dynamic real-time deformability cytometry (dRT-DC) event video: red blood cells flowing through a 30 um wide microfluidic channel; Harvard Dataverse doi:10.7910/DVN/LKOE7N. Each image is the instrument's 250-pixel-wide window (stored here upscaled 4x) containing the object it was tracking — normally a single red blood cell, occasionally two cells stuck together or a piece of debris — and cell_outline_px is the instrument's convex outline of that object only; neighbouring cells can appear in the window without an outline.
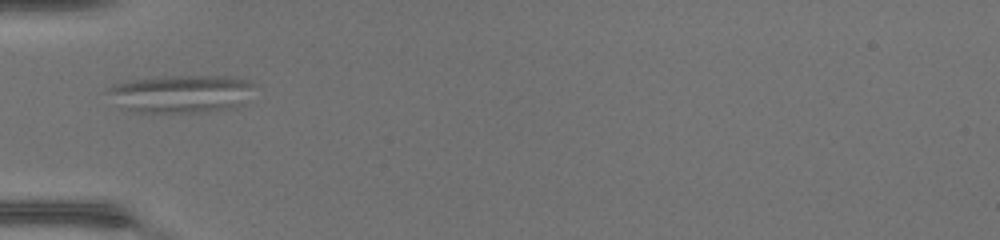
{"species": "common noctule bat (a hibernating species)", "species_latin": "Nyctalus noctula", "temperature_condition": "warm", "stored_images_in_passage": 21, "camera_frame_rate_fps": 3000, "um_per_image_px": 0.085, "animal": {"sex": "female", "body_mass_g": 17.0, "forearm_length_mm": 48.0}, "frame": {"image": 1, "passage_image": 1, "time_ms": 0.0, "image_size_px": [1000, 240], "cell_outline_px": [[252, 84], [240, 104], [232, 108], [204, 112], [132, 112], [120, 108], [104, 92], [112, 84], [132, 80], [168, 76], [236, 76], [248, 80]], "centroid_in_image_um": [15.26, 7.97], "position_along_channel_um": 69.7, "area_um2": 32.19}}
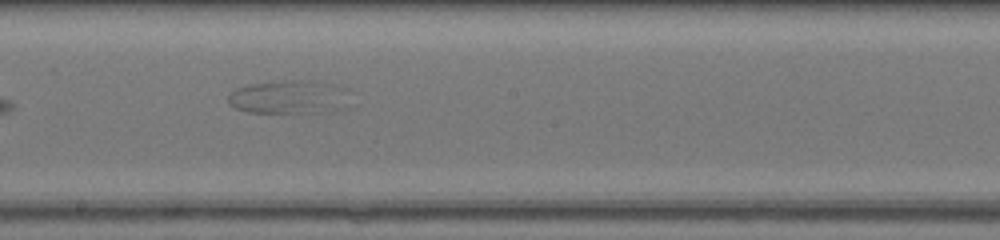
{"frame": {"image": 2, "passage_image": 12, "time_ms": 3.667, "image_size_px": [1000, 240], "cell_outline_px": [[324, 108], [316, 112], [248, 112], [236, 108], [228, 104], [228, 92], [236, 88], [248, 84], [284, 80], [292, 80], [312, 84]], "centroid_in_image_um": [23.46, 8.28], "position_along_channel_um": 224.7, "area_um2": 18.26}}
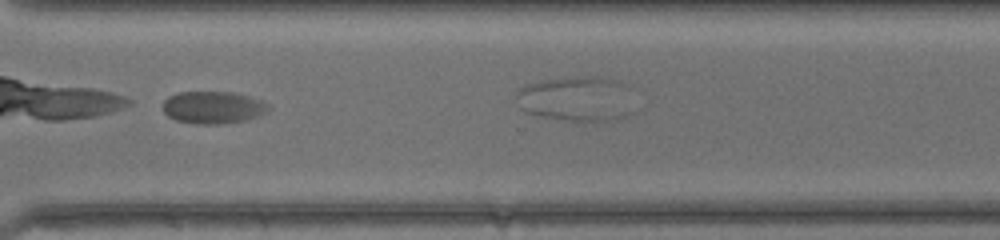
{"frame": {"image": 3, "passage_image": 19, "time_ms": 6.0, "image_size_px": [1000, 240], "cell_outline_px": [[272, 108], [268, 112], [244, 120], [220, 124], [196, 124], [176, 120], [168, 116], [164, 112], [164, 100], [168, 96], [180, 92], [236, 92], [260, 100], [268, 104]], "centroid_in_image_um": [18.12, 9.13], "position_along_channel_um": 352.5, "area_um2": 19.88}}